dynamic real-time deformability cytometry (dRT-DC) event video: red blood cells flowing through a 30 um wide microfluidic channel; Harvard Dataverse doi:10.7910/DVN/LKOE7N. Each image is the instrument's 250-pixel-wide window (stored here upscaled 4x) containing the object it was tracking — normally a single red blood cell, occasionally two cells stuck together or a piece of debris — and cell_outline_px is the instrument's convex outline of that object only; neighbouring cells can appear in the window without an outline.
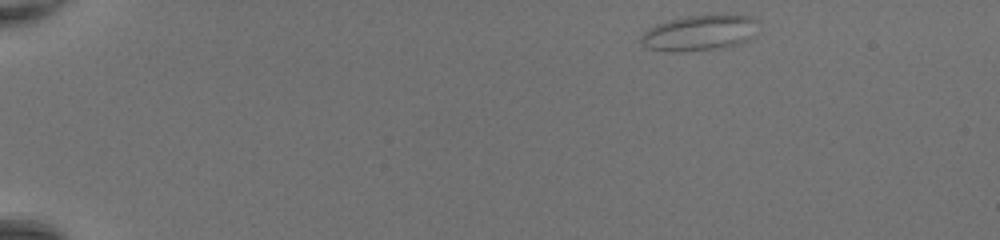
{"species": "common noctule bat (a hibernating species)", "species_latin": "Nyctalus noctula", "temperature_condition": "room temperature", "stored_images_in_passage": 42, "camera_frame_rate_fps": 3000, "um_per_image_px": 0.085, "animal": {"sex": "female", "body_mass_g": 20.0, "forearm_length_mm": 54.0}, "frame": {"image": 1, "passage_image": 1, "time_ms": 0.0, "image_size_px": [1000, 240], "cell_outline_px": [[760, 20], [752, 36], [748, 40], [740, 44], [716, 48], [680, 52], [664, 52], [648, 48], [640, 44], [640, 36], [648, 28], [656, 24], [688, 16], [748, 16]], "centroid_in_image_um": [59.41, 2.82], "position_along_channel_um": 25.6, "area_um2": 24.1}}
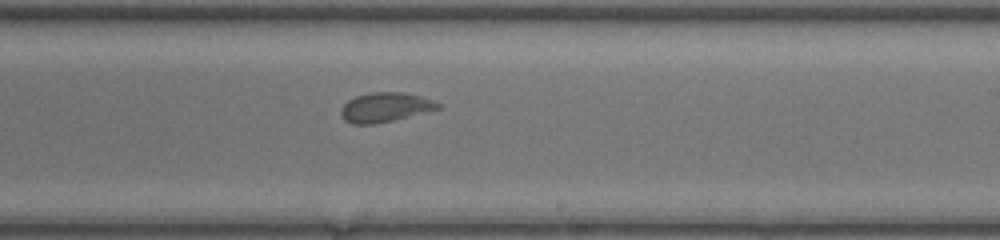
{"frame": {"image": 2, "passage_image": 25, "time_ms": 8.0, "image_size_px": [1000, 240], "cell_outline_px": [[440, 108], [392, 120], [372, 124], [352, 124], [344, 120], [340, 116], [340, 108], [348, 100], [356, 96], [372, 92], [404, 92], [420, 96], [432, 100], [440, 104]], "centroid_in_image_um": [32.68, 9.11], "position_along_channel_um": 256.3, "area_um2": 16.47}}
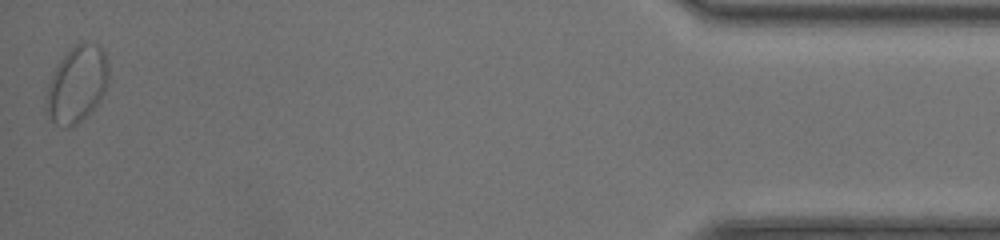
{"frame": {"image": 3, "passage_image": 42, "time_ms": 13.667, "image_size_px": [1000, 240], "cell_outline_px": [[108, 84], [100, 100], [72, 128], [64, 128], [56, 124], [52, 120], [44, 108], [44, 96], [48, 84], [56, 68], [64, 56], [76, 44], [96, 44], [104, 52], [108, 68]], "centroid_in_image_um": [6.51, 7.22], "position_along_channel_um": 428.7, "area_um2": 27.4}}